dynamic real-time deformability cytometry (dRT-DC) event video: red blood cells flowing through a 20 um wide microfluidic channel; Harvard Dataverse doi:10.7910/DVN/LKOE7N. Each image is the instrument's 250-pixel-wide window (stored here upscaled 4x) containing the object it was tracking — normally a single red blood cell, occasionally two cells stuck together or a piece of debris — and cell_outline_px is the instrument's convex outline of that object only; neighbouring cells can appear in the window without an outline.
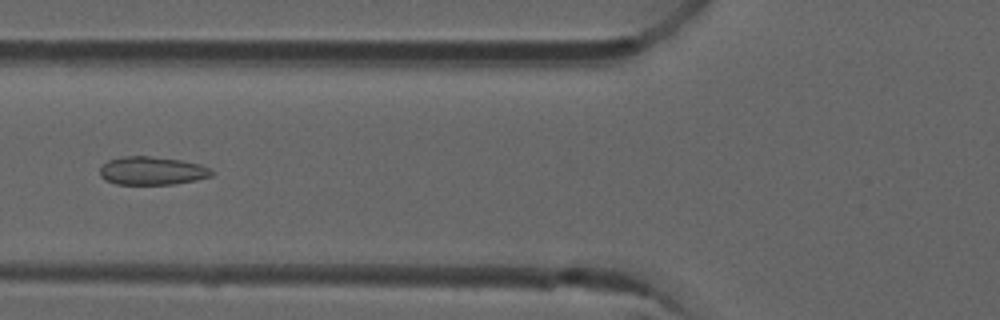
{"species": "common noctule bat (a hibernating species)", "species_latin": "Nyctalus noctula", "temperature_condition": "room temperature", "stored_images_in_passage": 52, "camera_frame_rate_fps": 3000, "um_per_image_px": 0.085, "animal": {"sex": "male", "forearm_length_mm": 52.5}, "frame": {"image": 1, "passage_image": 20, "time_ms": 6.333, "image_size_px": [1000, 320], "cell_outline_px": [[216, 172], [212, 176], [196, 180], [172, 184], [116, 184], [104, 180], [100, 176], [100, 164], [108, 160], [120, 156], [152, 156], [180, 160], [200, 164], [212, 168]], "centroid_in_image_um": [12.92, 14.51], "position_along_channel_um": 112.9, "area_um2": 18.73}}
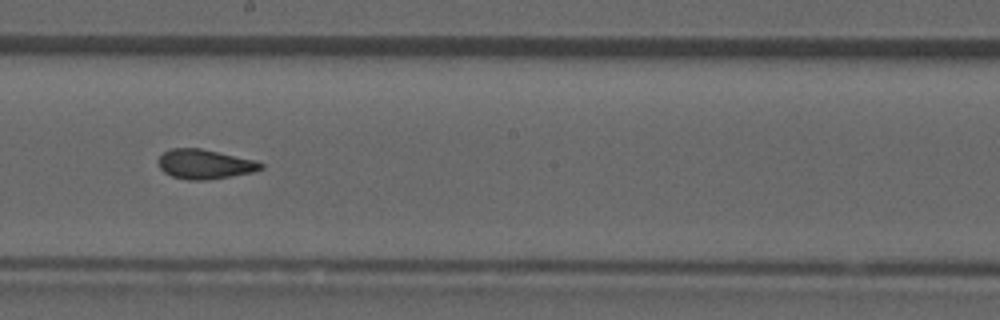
{"frame": {"image": 2, "passage_image": 29, "time_ms": 9.333, "image_size_px": [1000, 320], "cell_outline_px": [[264, 168], [252, 172], [232, 176], [208, 180], [188, 180], [172, 176], [164, 172], [160, 168], [156, 160], [164, 152], [172, 148], [200, 148], [256, 160], [264, 164]], "centroid_in_image_um": [17.4, 13.95], "position_along_channel_um": 230.8, "area_um2": 17.74}}
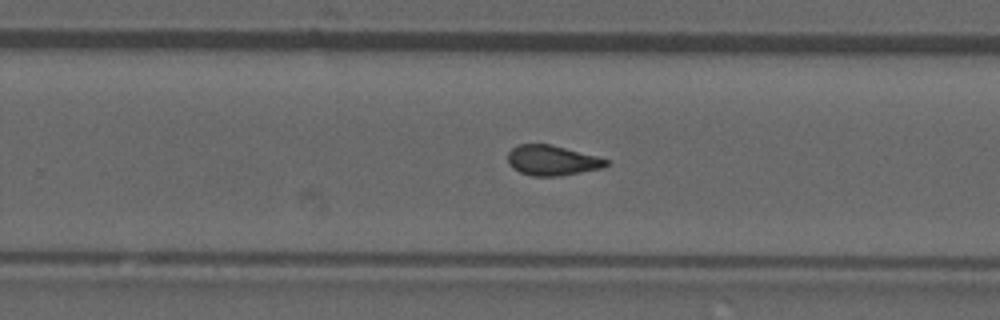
{"frame": {"image": 3, "passage_image": 33, "time_ms": 10.667, "image_size_px": [1000, 320], "cell_outline_px": [[608, 164], [604, 168], [560, 176], [532, 176], [520, 172], [512, 168], [508, 164], [508, 152], [516, 144], [548, 144], [596, 156], [608, 160]], "centroid_in_image_um": [46.9, 13.64], "position_along_channel_um": 282.9, "area_um2": 17.22}, "authors_computed_cell_mechanics": {"area_um2": 18.0336, "velocity_mm_per_s": 3.9346, "shape_relaxation_time_tau1_ms": null, "shape_relaxation_time_tau2_ms": 1.4148, "deformation_change_tau1": null, "deformation_change_tau2": 0.0912}}